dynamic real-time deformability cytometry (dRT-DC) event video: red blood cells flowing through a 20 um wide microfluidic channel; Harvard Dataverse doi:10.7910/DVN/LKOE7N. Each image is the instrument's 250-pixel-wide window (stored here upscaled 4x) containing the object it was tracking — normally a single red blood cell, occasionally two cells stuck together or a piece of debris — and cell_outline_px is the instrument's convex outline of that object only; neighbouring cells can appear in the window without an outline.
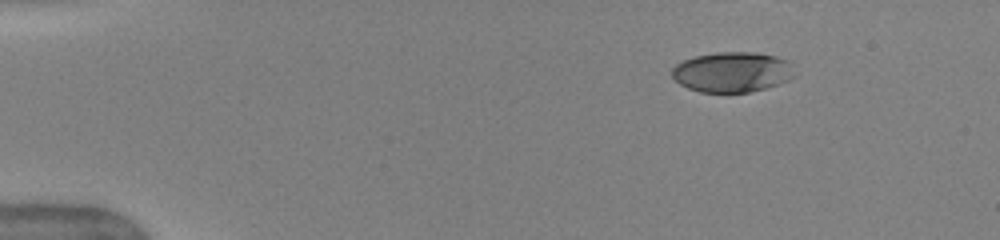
{"species": "human", "species_latin": "Homo sapiens", "temperature_condition": "warm", "stored_images_in_passage": 34, "camera_frame_rate_fps": 3000, "um_per_image_px": 0.085, "donor": {"sex": "female"}, "frame": {"image": 1, "passage_image": 1, "time_ms": 0.0, "image_size_px": [1000, 240], "cell_outline_px": [[796, 76], [788, 80], [764, 88], [748, 92], [700, 92], [688, 88], [680, 84], [672, 76], [672, 68], [676, 64], [684, 60], [696, 56], [716, 52], [756, 52], [776, 56], [788, 60]], "centroid_in_image_um": [62.24, 6.11], "position_along_channel_um": 22.8, "area_um2": 28.67}}
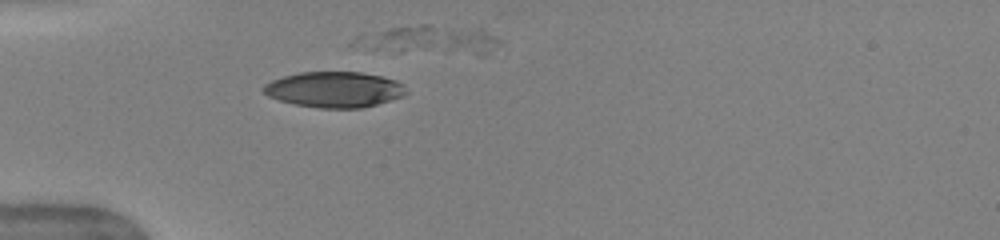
{"frame": {"image": 2, "passage_image": 10, "time_ms": 3.0, "image_size_px": [1000, 240], "cell_outline_px": [[408, 92], [404, 96], [376, 104], [360, 108], [320, 108], [296, 104], [280, 100], [268, 96], [260, 88], [264, 84], [272, 80], [284, 76], [300, 72], [360, 72], [380, 76], [396, 80], [404, 84]], "centroid_in_image_um": [28.43, 7.6], "position_along_channel_um": 56.6, "area_um2": 29.65}}
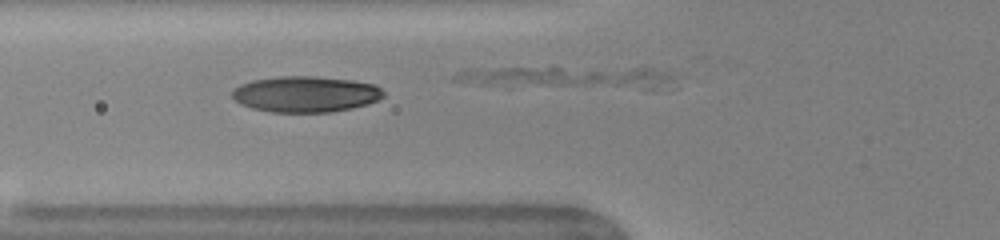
{"frame": {"image": 3, "passage_image": 14, "time_ms": 4.333, "image_size_px": [1000, 240], "cell_outline_px": [[384, 96], [380, 100], [368, 104], [352, 108], [332, 112], [272, 112], [252, 108], [240, 104], [232, 96], [232, 92], [240, 84], [252, 80], [276, 76], [316, 76], [352, 80], [376, 84], [384, 92]], "centroid_in_image_um": [26.01, 8.0], "position_along_channel_um": 99.8, "area_um2": 31.96}}